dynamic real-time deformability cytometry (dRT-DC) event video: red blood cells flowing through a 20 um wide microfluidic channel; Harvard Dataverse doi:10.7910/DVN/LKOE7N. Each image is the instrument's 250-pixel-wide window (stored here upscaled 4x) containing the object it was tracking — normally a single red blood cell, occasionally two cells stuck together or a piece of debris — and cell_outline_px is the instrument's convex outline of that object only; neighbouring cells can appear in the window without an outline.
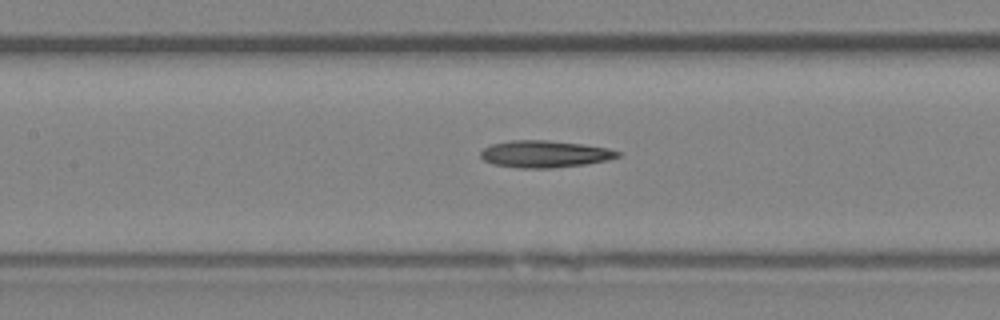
{"species": "Egyptian fruit bat (a non-hibernating species)", "species_latin": "Rousettus aegyptiacus", "temperature_condition": "room temperature", "stored_images_in_passage": 38, "camera_frame_rate_fps": 3000, "um_per_image_px": 0.085, "animal": {"sex": "female"}, "frame": {"image": 1, "passage_image": 22, "time_ms": 7.0, "image_size_px": [1000, 320], "cell_outline_px": [[620, 156], [608, 160], [584, 164], [552, 168], [516, 168], [492, 164], [484, 160], [480, 156], [480, 152], [484, 148], [492, 144], [508, 140], [548, 140], [584, 144], [608, 148], [620, 152]], "centroid_in_image_um": [46.28, 13.09], "position_along_channel_um": 161.1, "area_um2": 21.68}}